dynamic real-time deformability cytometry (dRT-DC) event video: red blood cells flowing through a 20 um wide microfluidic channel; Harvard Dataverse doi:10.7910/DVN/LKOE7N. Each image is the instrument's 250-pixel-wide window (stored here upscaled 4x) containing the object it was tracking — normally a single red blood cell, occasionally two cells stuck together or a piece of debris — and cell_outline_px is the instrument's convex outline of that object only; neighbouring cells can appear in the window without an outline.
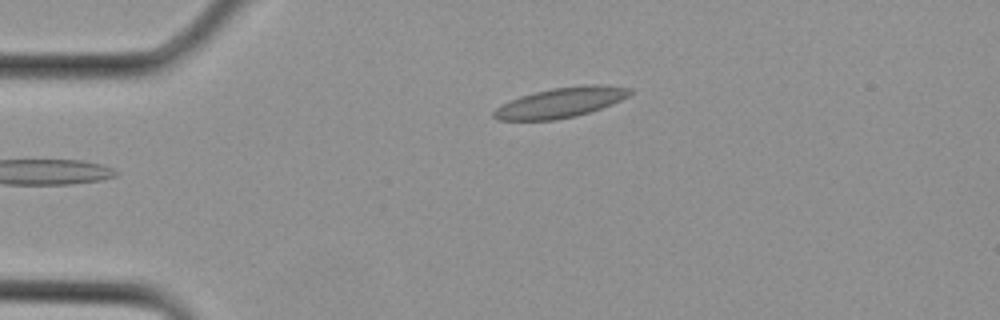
{"species": "Egyptian fruit bat (a non-hibernating species)", "species_latin": "Rousettus aegyptiacus", "temperature_condition": "cold", "stored_images_in_passage": 2, "camera_frame_rate_fps": 3000, "um_per_image_px": 0.085, "animal": {"sex": "female"}, "frame": {"image": 1, "passage_image": 1, "time_ms": 0.0, "image_size_px": [1000, 320], "cell_outline_px": [[632, 92], [628, 96], [612, 104], [576, 116], [556, 120], [500, 120], [492, 116], [492, 112], [496, 108], [520, 96], [552, 88], [588, 84], [600, 84], [632, 88]], "centroid_in_image_um": [47.68, 8.71], "position_along_channel_um": 37.3, "area_um2": 23.64}}